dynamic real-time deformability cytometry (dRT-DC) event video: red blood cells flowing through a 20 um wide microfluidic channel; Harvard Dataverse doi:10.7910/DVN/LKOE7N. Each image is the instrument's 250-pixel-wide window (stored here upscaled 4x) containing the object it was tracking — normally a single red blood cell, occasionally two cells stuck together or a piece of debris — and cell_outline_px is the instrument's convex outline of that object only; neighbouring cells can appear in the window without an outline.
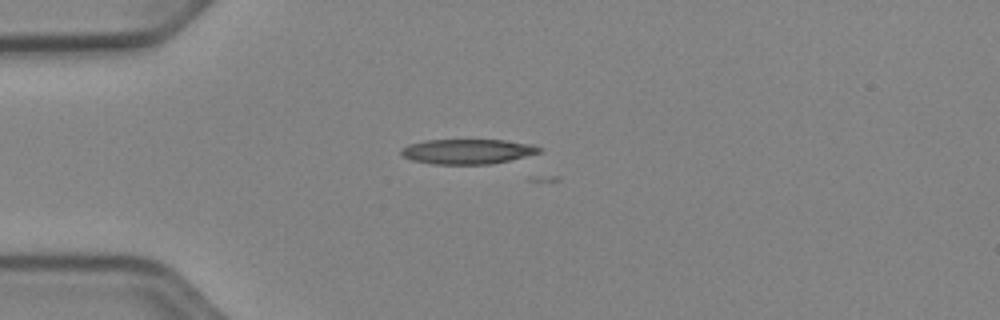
{"species": "Egyptian fruit bat (a non-hibernating species)", "species_latin": "Rousettus aegyptiacus", "temperature_condition": "cold", "stored_images_in_passage": 2, "camera_frame_rate_fps": 3000, "um_per_image_px": 0.085, "animal": {"sex": "female"}, "frame": {"image": 1, "passage_image": 1, "time_ms": 0.0, "image_size_px": [1000, 320], "cell_outline_px": [[544, 152], [492, 164], [432, 164], [412, 160], [400, 156], [400, 148], [408, 144], [424, 140], [504, 140], [532, 144], [544, 148]], "centroid_in_image_um": [39.74, 12.87], "position_along_channel_um": 45.3, "area_um2": 20.4}}